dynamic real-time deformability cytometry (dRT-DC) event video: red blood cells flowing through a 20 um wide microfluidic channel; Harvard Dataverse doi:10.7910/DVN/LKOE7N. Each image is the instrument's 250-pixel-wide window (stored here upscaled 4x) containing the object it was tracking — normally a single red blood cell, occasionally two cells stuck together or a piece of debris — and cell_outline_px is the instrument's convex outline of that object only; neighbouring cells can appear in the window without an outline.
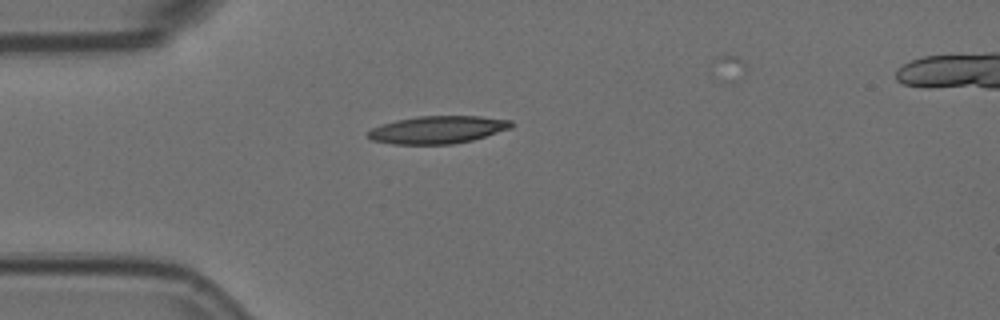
{"species": "Egyptian fruit bat (a non-hibernating species)", "species_latin": "Rousettus aegyptiacus", "temperature_condition": "room temperature", "stored_images_in_passage": 13, "segment_of_instrument_passage": [1, 2], "camera_frame_rate_fps": 3000, "um_per_image_px": 0.085, "animal": {"sex": "female"}, "frame": {"image": 1, "passage_image": 1, "time_ms": 0.0, "image_size_px": [1000, 320], "cell_outline_px": [[512, 128], [472, 140], [452, 144], [392, 144], [372, 140], [368, 136], [368, 132], [372, 128], [380, 124], [396, 120], [416, 116], [480, 116], [512, 120]], "centroid_in_image_um": [37.2, 11.02], "position_along_channel_um": 47.8, "area_um2": 23.06}}
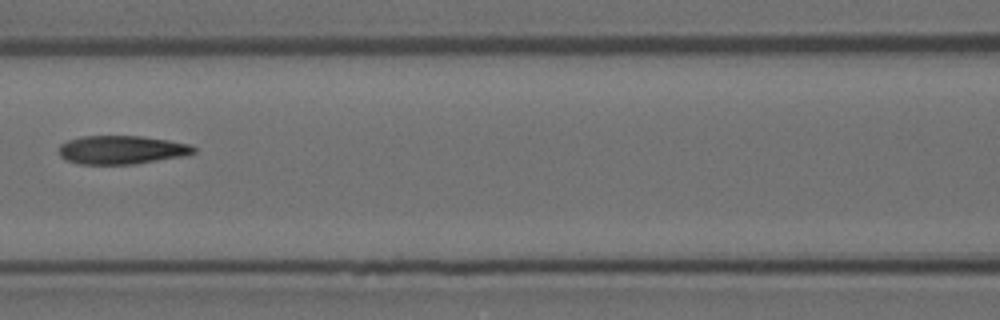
{"frame": {"image": 2, "passage_image": 4, "time_ms": 1.0, "image_size_px": [1000, 320], "cell_outline_px": [[196, 152], [188, 156], [136, 164], [80, 164], [64, 160], [60, 156], [60, 144], [68, 140], [80, 136], [140, 136], [168, 140], [188, 144], [196, 148]], "centroid_in_image_um": [10.36, 12.75], "position_along_channel_um": 156.2, "area_um2": 22.66}}
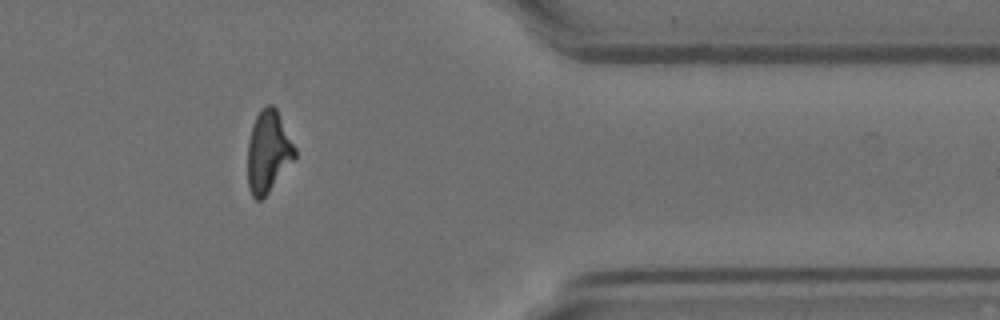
{"frame": {"image": 3, "passage_image": 10, "time_ms": 3.0, "image_size_px": [1000, 320], "cell_outline_px": [[296, 156], [268, 192], [260, 200], [256, 200], [252, 196], [248, 188], [248, 140], [252, 124], [260, 108], [268, 104], [272, 104], [276, 108], [296, 148]], "centroid_in_image_um": [22.78, 12.85], "position_along_channel_um": 388.6, "area_um2": 22.37}}